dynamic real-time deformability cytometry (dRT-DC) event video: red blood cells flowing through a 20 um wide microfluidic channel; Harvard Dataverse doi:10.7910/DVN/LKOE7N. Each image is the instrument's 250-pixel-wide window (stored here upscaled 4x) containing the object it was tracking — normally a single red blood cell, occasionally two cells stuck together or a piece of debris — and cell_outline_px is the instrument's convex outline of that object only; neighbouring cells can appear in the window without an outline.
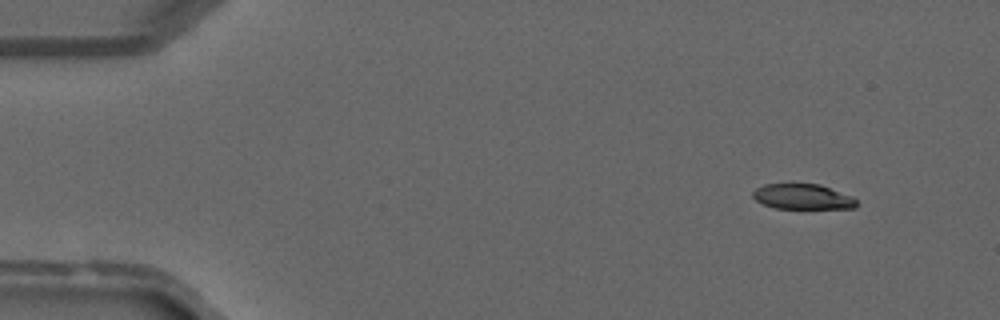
{"species": "common noctule bat (a hibernating species)", "species_latin": "Nyctalus noctula", "temperature_condition": "warm", "stored_images_in_passage": 40, "camera_frame_rate_fps": 3000, "um_per_image_px": 0.085, "animal": {"sex": "male", "forearm_length_mm": 52.5}, "frame": {"image": 1, "passage_image": 4, "time_ms": 1.0, "image_size_px": [1000, 320], "cell_outline_px": [[856, 208], [776, 208], [764, 204], [756, 200], [752, 196], [752, 192], [756, 188], [764, 184], [820, 184], [852, 196], [856, 200]], "centroid_in_image_um": [68.22, 16.71], "position_along_channel_um": 16.8, "area_um2": 15.14}}
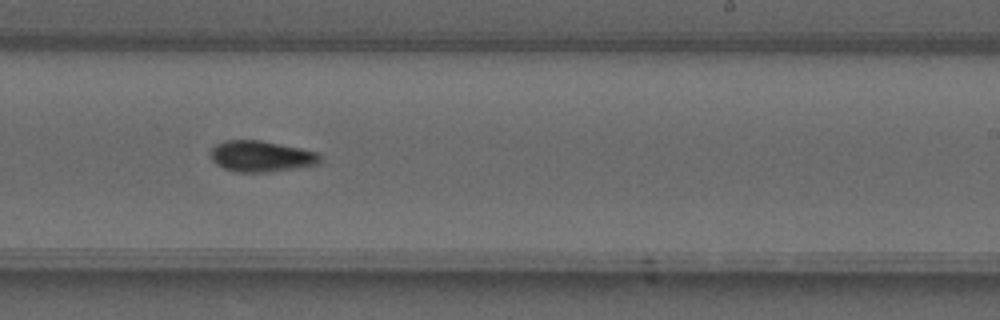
{"frame": {"image": 2, "passage_image": 25, "time_ms": 8.0, "image_size_px": [1000, 320], "cell_outline_px": [[320, 164], [272, 172], [236, 172], [224, 168], [216, 164], [212, 160], [212, 148], [216, 144], [224, 140], [260, 140], [300, 148], [316, 152], [320, 156]], "centroid_in_image_um": [22.2, 13.29], "position_along_channel_um": 266.8, "area_um2": 19.77}}
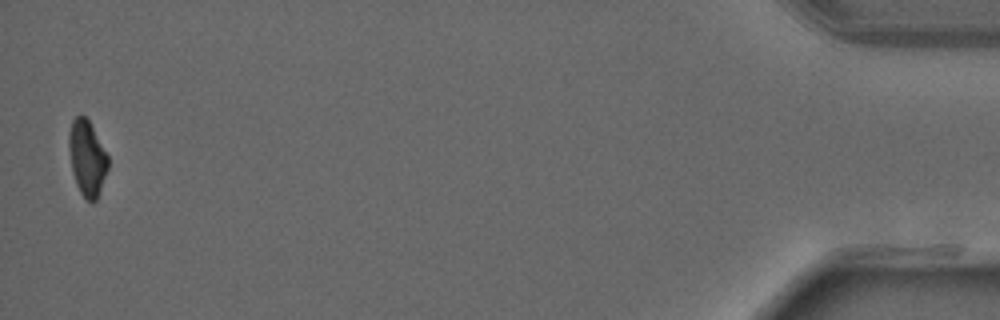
{"frame": {"image": 3, "passage_image": 40, "time_ms": 13.0, "image_size_px": [1000, 320], "cell_outline_px": [[108, 168], [96, 200], [88, 200], [80, 192], [76, 184], [72, 172], [68, 148], [68, 132], [72, 120], [80, 112], [88, 120], [108, 156]], "centroid_in_image_um": [7.37, 13.39], "position_along_channel_um": 427.8, "area_um2": 17.05}}